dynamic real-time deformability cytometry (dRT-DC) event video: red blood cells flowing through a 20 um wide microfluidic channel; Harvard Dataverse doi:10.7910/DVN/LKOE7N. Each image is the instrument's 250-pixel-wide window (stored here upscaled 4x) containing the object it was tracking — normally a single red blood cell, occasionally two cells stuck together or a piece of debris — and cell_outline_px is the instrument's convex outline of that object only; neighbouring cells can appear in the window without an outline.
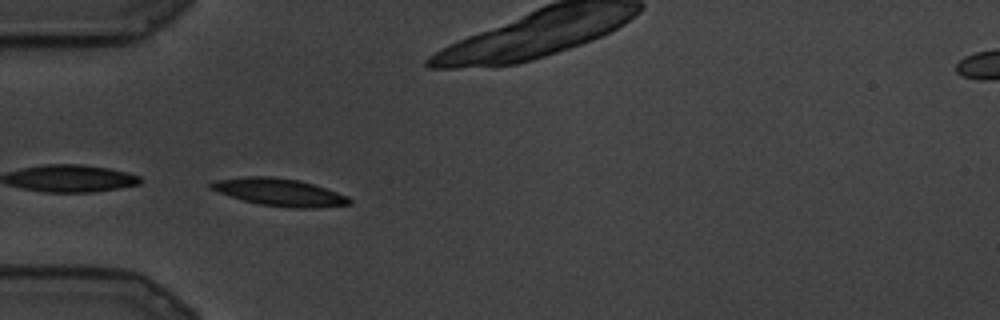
{"species": "common noctule bat (a hibernating species)", "species_latin": "Nyctalus noctula", "temperature_condition": "cold", "stored_images_in_passage": 52, "camera_frame_rate_fps": 3000, "um_per_image_px": 0.085, "animal": {"sex": "male", "body_mass_g": 19.5, "forearm_length_mm": 54.6}, "frame": {"image": 1, "passage_image": 1, "time_ms": 0.0, "image_size_px": [1000, 320], "cell_outline_px": [[352, 204], [312, 208], [292, 208], [260, 204], [244, 200], [208, 188], [208, 184], [212, 180], [244, 176], [272, 176], [300, 180], [348, 196], [352, 200]], "centroid_in_image_um": [23.73, 16.32], "position_along_channel_um": 61.3, "area_um2": 22.08}}
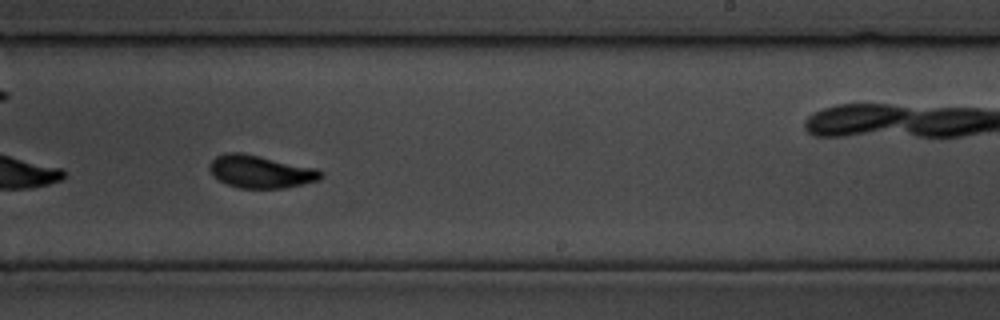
{"frame": {"image": 2, "passage_image": 30, "time_ms": 9.667, "image_size_px": [1000, 320], "cell_outline_px": [[324, 176], [320, 180], [284, 188], [240, 188], [228, 184], [220, 180], [208, 168], [208, 164], [216, 156], [224, 152], [240, 152], [260, 156], [316, 168], [324, 172]], "centroid_in_image_um": [22.17, 14.58], "position_along_channel_um": 266.8, "area_um2": 21.15}}